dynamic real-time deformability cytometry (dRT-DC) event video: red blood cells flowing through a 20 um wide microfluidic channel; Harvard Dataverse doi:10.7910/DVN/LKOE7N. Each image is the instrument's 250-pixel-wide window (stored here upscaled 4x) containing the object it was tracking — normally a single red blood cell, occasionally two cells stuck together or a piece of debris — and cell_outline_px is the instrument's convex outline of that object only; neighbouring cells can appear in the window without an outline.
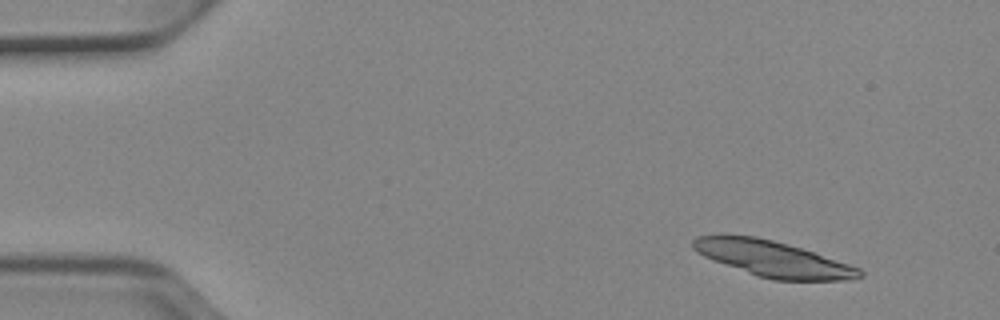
{"species": "Egyptian fruit bat (a non-hibernating species)", "species_latin": "Rousettus aegyptiacus", "temperature_condition": "cold", "stored_images_in_passage": 3, "camera_frame_rate_fps": 3000, "um_per_image_px": 0.085, "animal": {"sex": "female"}, "frame": {"image": 1, "passage_image": 1, "time_ms": 0.0, "image_size_px": [1000, 320], "cell_outline_px": [[864, 276], [848, 280], [772, 280], [756, 276], [712, 260], [696, 252], [692, 248], [692, 240], [696, 236], [756, 236], [788, 244], [860, 268], [864, 272]], "centroid_in_image_um": [65.69, 22.02], "position_along_channel_um": 19.3, "area_um2": 34.39}}